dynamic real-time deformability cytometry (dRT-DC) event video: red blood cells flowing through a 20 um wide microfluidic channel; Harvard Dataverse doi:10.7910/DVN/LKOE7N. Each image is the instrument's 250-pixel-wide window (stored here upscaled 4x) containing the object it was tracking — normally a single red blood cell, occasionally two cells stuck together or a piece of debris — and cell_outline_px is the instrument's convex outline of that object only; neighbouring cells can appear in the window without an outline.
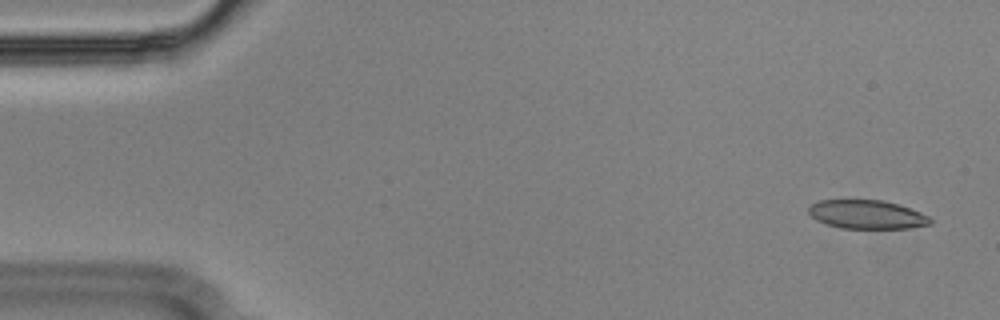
{"species": "Egyptian fruit bat (a non-hibernating species)", "species_latin": "Rousettus aegyptiacus", "temperature_condition": "cold", "stored_images_in_passage": 54, "camera_frame_rate_fps": 3000, "um_per_image_px": 0.085, "animal": {"sex": "male"}, "frame": {"image": 1, "passage_image": 1, "time_ms": 0.0, "image_size_px": [1000, 320], "cell_outline_px": [[932, 224], [908, 228], [840, 228], [816, 220], [808, 212], [808, 208], [812, 204], [820, 200], [884, 200], [900, 204], [920, 212], [928, 216], [932, 220]], "centroid_in_image_um": [73.71, 18.22], "position_along_channel_um": 11.3, "area_um2": 20.35}}
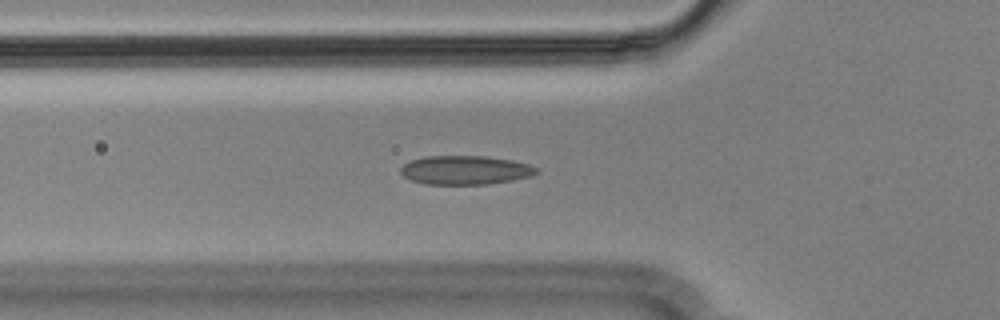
{"frame": {"image": 2, "passage_image": 17, "time_ms": 5.333, "image_size_px": [1000, 320], "cell_outline_px": [[540, 172], [532, 176], [512, 180], [488, 184], [424, 184], [412, 180], [404, 176], [400, 172], [400, 168], [404, 164], [412, 160], [424, 156], [488, 156], [512, 160], [528, 164], [536, 168]], "centroid_in_image_um": [39.56, 14.45], "position_along_channel_um": 86.2, "area_um2": 22.89}}
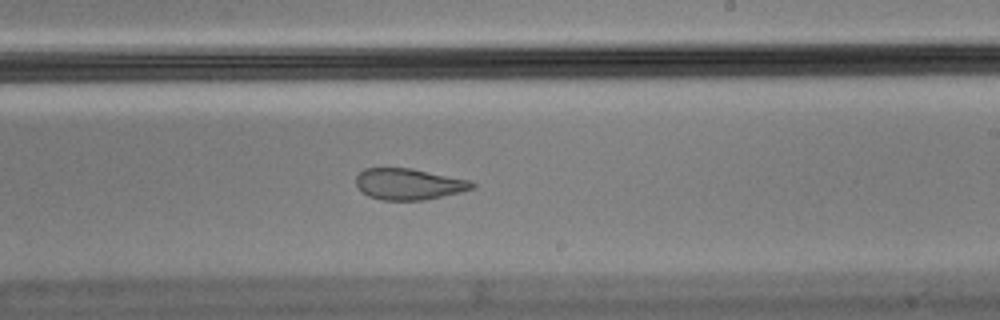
{"frame": {"image": 3, "passage_image": 31, "time_ms": 10.0, "image_size_px": [1000, 320], "cell_outline_px": [[476, 188], [460, 192], [424, 200], [380, 200], [368, 196], [360, 192], [356, 184], [356, 176], [364, 168], [412, 168], [472, 180], [476, 184]], "centroid_in_image_um": [34.76, 15.64], "position_along_channel_um": 254.2, "area_um2": 21.44}, "authors_computed_cell_mechanics": {"area_um2": 22.7732, "velocity_mm_per_s": 3.5904, "shape_relaxation_time_tau1_ms": null, "shape_relaxation_time_tau2_ms": 1.7793, "deformation_change_tau1": null, "deformation_change_tau2": 0.0887}}